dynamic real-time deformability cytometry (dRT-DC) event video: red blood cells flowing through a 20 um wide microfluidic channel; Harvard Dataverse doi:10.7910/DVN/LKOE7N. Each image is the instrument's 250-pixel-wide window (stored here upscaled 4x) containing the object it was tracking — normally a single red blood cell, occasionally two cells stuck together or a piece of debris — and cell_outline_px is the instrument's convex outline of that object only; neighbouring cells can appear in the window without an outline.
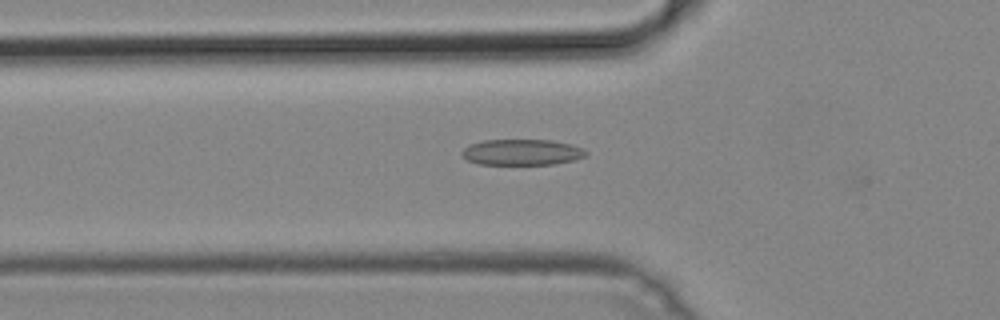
{"species": "common noctule bat (a hibernating species)", "species_latin": "Nyctalus noctula", "temperature_condition": "cold", "stored_images_in_passage": 30, "camera_frame_rate_fps": 3000, "um_per_image_px": 0.085, "animal": {"sex": "male", "body_mass_g": 19.2, "forearm_length_mm": 51.8}, "frame": {"image": 1, "passage_image": 7, "time_ms": 2.0, "image_size_px": [1000, 320], "cell_outline_px": [[588, 152], [584, 156], [576, 160], [552, 164], [480, 164], [468, 160], [460, 156], [460, 152], [468, 144], [484, 140], [552, 140], [572, 144], [584, 148]], "centroid_in_image_um": [44.35, 12.93], "position_along_channel_um": 81.4, "area_um2": 18.9}}
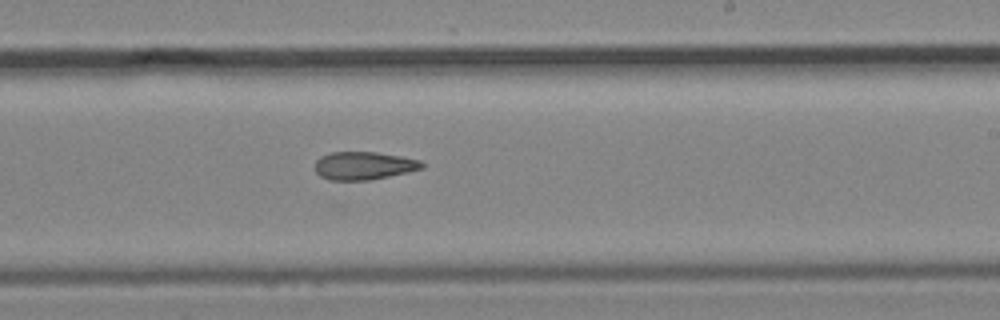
{"frame": {"image": 2, "passage_image": 20, "time_ms": 6.333, "image_size_px": [1000, 320], "cell_outline_px": [[424, 168], [408, 172], [368, 180], [328, 180], [320, 176], [316, 172], [316, 160], [320, 156], [332, 152], [376, 152], [400, 156], [420, 160], [424, 164]], "centroid_in_image_um": [30.92, 14.08], "position_along_channel_um": 258.1, "area_um2": 17.4}}
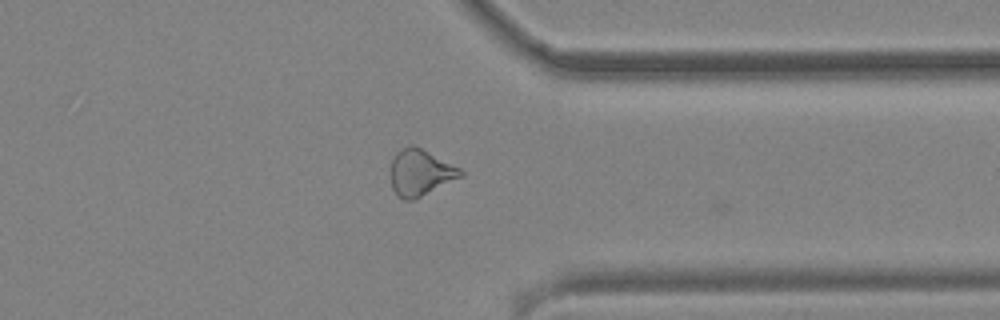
{"frame": {"image": 3, "passage_image": 29, "time_ms": 9.333, "image_size_px": [1000, 320], "cell_outline_px": [[464, 176], [412, 200], [404, 200], [392, 188], [392, 160], [396, 152], [400, 148], [412, 144], [460, 168], [464, 172]], "centroid_in_image_um": [35.74, 14.66], "position_along_channel_um": 375.7, "area_um2": 18.5}}